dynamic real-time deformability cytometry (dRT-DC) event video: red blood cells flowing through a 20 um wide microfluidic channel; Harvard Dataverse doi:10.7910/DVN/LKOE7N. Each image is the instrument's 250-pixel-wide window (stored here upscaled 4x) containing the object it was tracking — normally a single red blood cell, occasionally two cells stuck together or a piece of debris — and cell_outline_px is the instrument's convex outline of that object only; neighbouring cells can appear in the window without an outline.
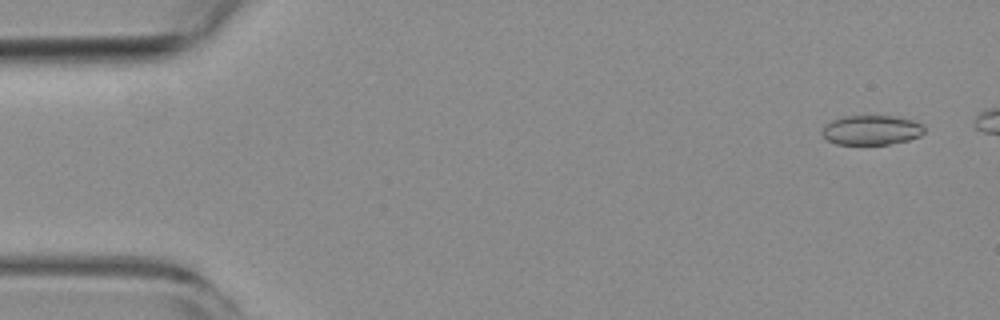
{"species": "common noctule bat (a hibernating species)", "species_latin": "Nyctalus noctula", "temperature_condition": "room temperature", "stored_images_in_passage": 8, "camera_frame_rate_fps": 3000, "um_per_image_px": 0.085, "animal": {"sex": "female", "body_mass_g": 19.3, "forearm_length_mm": 54.1}, "frame": {"image": 1, "passage_image": 1, "time_ms": 0.0, "image_size_px": [1000, 320], "cell_outline_px": [[924, 132], [920, 136], [908, 140], [888, 144], [836, 144], [828, 140], [820, 132], [832, 120], [844, 116], [896, 116], [916, 120], [924, 124]], "centroid_in_image_um": [74.13, 11.05], "position_along_channel_um": 10.9, "area_um2": 17.69}}
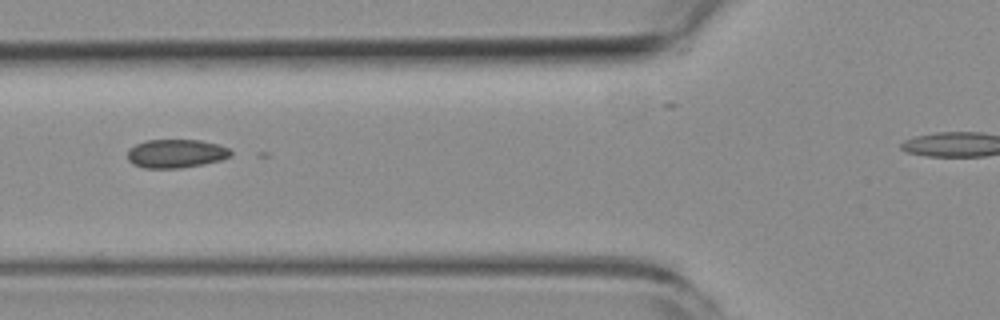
{"frame": {"image": 2, "passage_image": 6, "time_ms": 6.0, "image_size_px": [1000, 320], "cell_outline_px": [[232, 156], [220, 160], [204, 164], [180, 168], [144, 168], [132, 164], [128, 160], [128, 148], [144, 140], [200, 140], [220, 144], [228, 148], [232, 152]], "centroid_in_image_um": [14.96, 13.05], "position_along_channel_um": 110.8, "area_um2": 17.4}}